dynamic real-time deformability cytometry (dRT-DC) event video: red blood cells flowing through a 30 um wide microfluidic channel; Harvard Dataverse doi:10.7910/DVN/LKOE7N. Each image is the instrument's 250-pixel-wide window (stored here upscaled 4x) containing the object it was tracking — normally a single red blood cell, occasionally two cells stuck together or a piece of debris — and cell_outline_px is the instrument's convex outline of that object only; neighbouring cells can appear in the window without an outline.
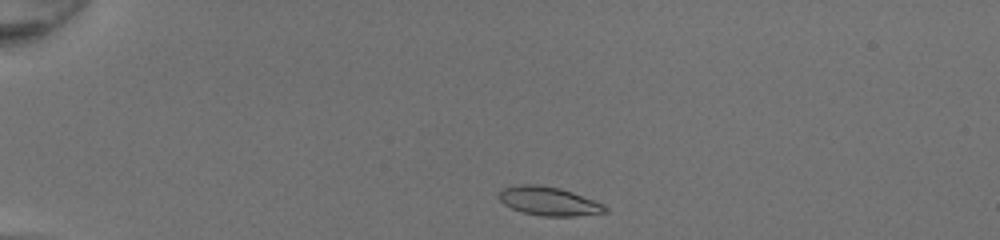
{"species": "common noctule bat (a hibernating species)", "species_latin": "Nyctalus noctula", "temperature_condition": "room temperature", "stored_images_in_passage": 39, "camera_frame_rate_fps": 3000, "um_per_image_px": 0.085, "animal": {"sex": "female", "body_mass_g": 20.0, "forearm_length_mm": 54.0}, "frame": {"image": 1, "passage_image": 1, "time_ms": 0.0, "image_size_px": [1000, 240], "cell_outline_px": [[608, 212], [576, 216], [540, 216], [520, 212], [504, 204], [500, 200], [500, 188], [520, 184], [536, 184], [560, 188], [572, 192], [604, 204], [608, 208]], "centroid_in_image_um": [46.64, 17.1], "position_along_channel_um": 38.4, "area_um2": 17.86}}
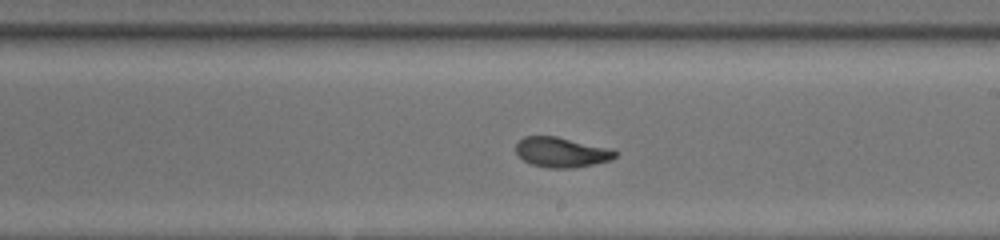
{"frame": {"image": 2, "passage_image": 20, "time_ms": 6.333, "image_size_px": [1000, 240], "cell_outline_px": [[620, 152], [616, 156], [608, 160], [592, 164], [572, 168], [548, 168], [532, 164], [524, 160], [516, 152], [516, 144], [524, 136], [556, 136], [612, 148]], "centroid_in_image_um": [47.75, 12.93], "position_along_channel_um": 241.2, "area_um2": 17.34}}
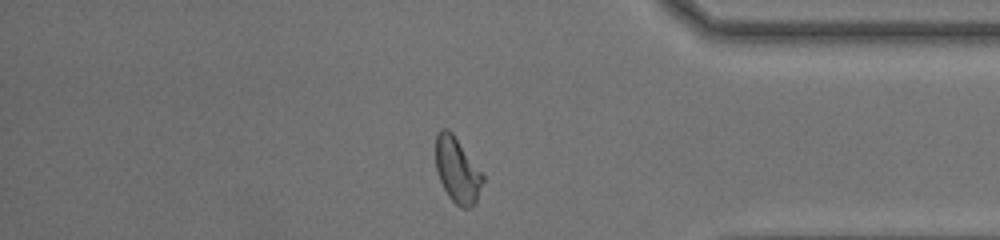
{"frame": {"image": 3, "passage_image": 32, "time_ms": 10.333, "image_size_px": [1000, 240], "cell_outline_px": [[484, 180], [476, 204], [468, 208], [460, 208], [448, 196], [440, 180], [436, 168], [436, 132], [440, 128], [448, 128], [452, 132], [484, 176]], "centroid_in_image_um": [38.87, 14.47], "position_along_channel_um": 396.3, "area_um2": 17.92}, "authors_computed_cell_mechanics": {"area_um2": 18.0336, "velocity_mm_per_s": 4.2463, "shape_relaxation_time_tau1_ms": 3.715, "shape_relaxation_time_tau2_ms": 1.4298, "deformation_change_tau1": 0.167, "deformation_change_tau2": 0.0682}}